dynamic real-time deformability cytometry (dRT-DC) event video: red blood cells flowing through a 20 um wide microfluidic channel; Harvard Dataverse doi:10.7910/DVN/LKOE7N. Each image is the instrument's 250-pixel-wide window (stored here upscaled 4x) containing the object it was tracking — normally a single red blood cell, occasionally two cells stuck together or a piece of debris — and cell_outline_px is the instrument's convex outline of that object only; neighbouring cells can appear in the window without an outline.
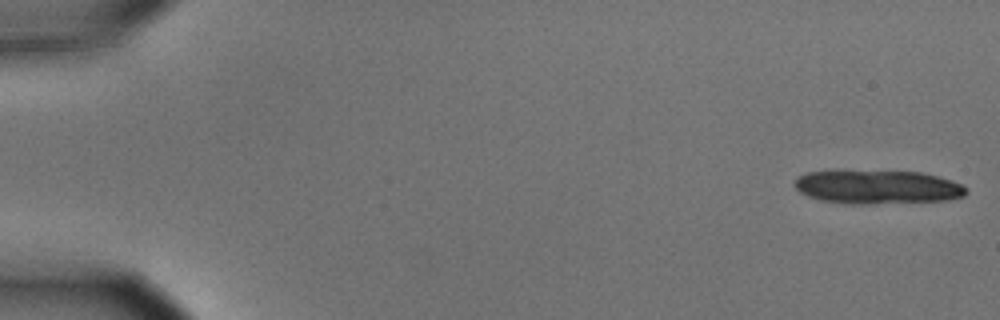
{"species": "common noctule bat (a hibernating species)", "species_latin": "Nyctalus noctula", "temperature_condition": "cold", "stored_images_in_passage": 15, "camera_frame_rate_fps": 3000, "um_per_image_px": 0.085, "animal": {"sex": "male", "body_mass_g": 15.6}, "frame": {"image": 1, "passage_image": 1, "time_ms": 0.0, "image_size_px": [1000, 320], "cell_outline_px": [[968, 192], [964, 196], [944, 200], [872, 204], [848, 204], [820, 200], [808, 196], [800, 192], [796, 188], [796, 176], [808, 172], [832, 168], [920, 172], [952, 180], [968, 188]], "centroid_in_image_um": [74.51, 15.85], "position_along_channel_um": 10.5, "area_um2": 34.8}}